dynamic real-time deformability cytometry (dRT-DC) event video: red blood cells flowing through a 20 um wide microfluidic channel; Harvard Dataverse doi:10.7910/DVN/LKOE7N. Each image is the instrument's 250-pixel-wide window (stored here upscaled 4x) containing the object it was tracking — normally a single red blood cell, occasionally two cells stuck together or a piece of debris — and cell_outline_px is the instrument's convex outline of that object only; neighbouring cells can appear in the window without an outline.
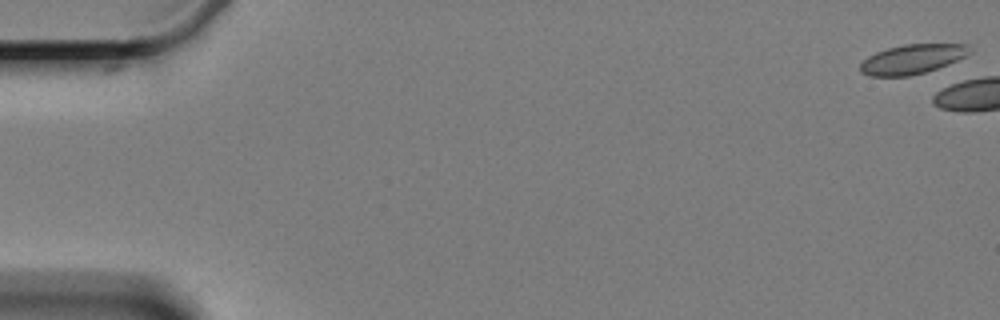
{"species": "Egyptian fruit bat (a non-hibernating species)", "species_latin": "Rousettus aegyptiacus", "temperature_condition": "cold", "stored_images_in_passage": 5, "segment_of_instrument_passage": [2, 2], "camera_frame_rate_fps": 3000, "um_per_image_px": 0.085, "animal": {"sex": "female"}, "frame": {"image": 1, "passage_image": 5, "time_ms": 6.667, "image_size_px": [1000, 320], "cell_outline_px": [[972, 52], [948, 64], [924, 72], [908, 76], [872, 76], [860, 72], [860, 64], [868, 56], [876, 52], [888, 48], [904, 44], [968, 44]], "centroid_in_image_um": [77.53, 5.02], "position_along_channel_um": 7.5, "area_um2": 18.61}}